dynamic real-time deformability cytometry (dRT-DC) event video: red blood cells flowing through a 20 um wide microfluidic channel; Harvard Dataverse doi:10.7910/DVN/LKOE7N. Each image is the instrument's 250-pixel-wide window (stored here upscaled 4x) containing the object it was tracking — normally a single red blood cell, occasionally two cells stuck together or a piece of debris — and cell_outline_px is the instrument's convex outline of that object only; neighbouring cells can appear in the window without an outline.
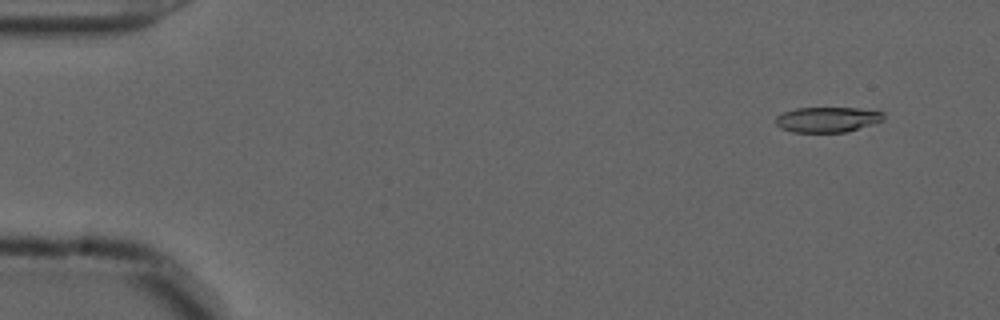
{"species": "common noctule bat (a hibernating species)", "species_latin": "Nyctalus noctula", "temperature_condition": "cold", "stored_images_in_passage": 56, "camera_frame_rate_fps": 3000, "um_per_image_px": 0.085, "animal": {"sex": "male", "forearm_length_mm": 52.5}, "frame": {"image": 1, "passage_image": 5, "time_ms": 1.333, "image_size_px": [1000, 320], "cell_outline_px": [[884, 120], [848, 132], [792, 132], [780, 128], [776, 124], [776, 116], [784, 112], [796, 108], [856, 108], [884, 112]], "centroid_in_image_um": [70.33, 10.16], "position_along_channel_um": 14.7, "area_um2": 15.9}}
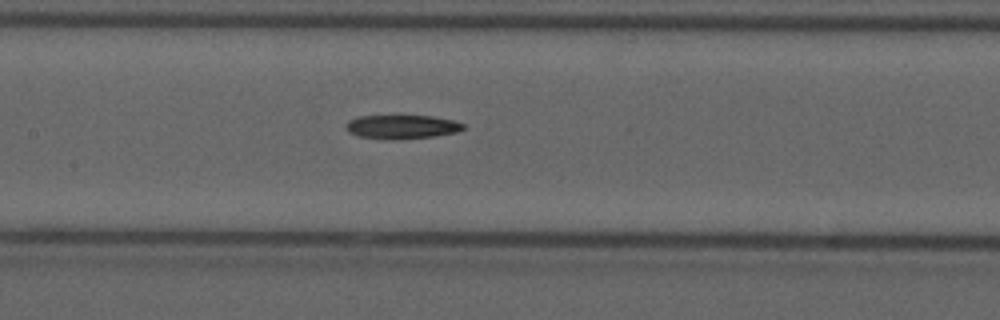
{"frame": {"image": 2, "passage_image": 27, "time_ms": 8.667, "image_size_px": [1000, 320], "cell_outline_px": [[468, 128], [456, 132], [432, 136], [360, 136], [348, 132], [348, 120], [356, 116], [432, 116], [452, 120], [464, 124]], "centroid_in_image_um": [34.23, 10.71], "position_along_channel_um": 173.2, "area_um2": 15.09}}
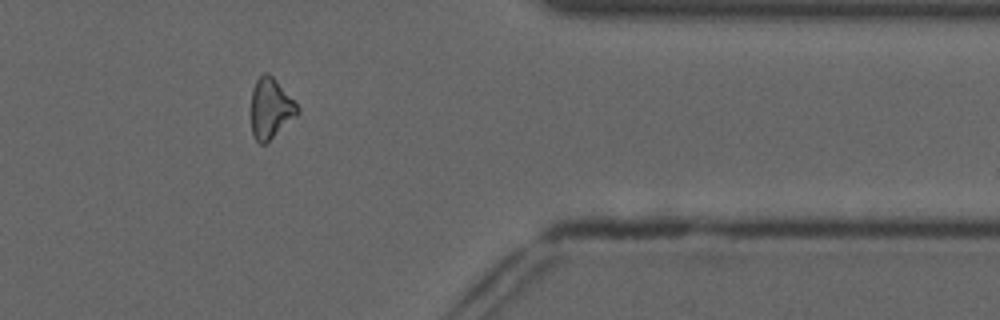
{"frame": {"image": 3, "passage_image": 46, "time_ms": 15.0, "image_size_px": [1000, 320], "cell_outline_px": [[300, 112], [296, 116], [264, 144], [260, 144], [256, 140], [252, 132], [252, 88], [256, 80], [264, 72], [268, 72], [272, 76], [300, 108]], "centroid_in_image_um": [23.0, 9.19], "position_along_channel_um": 388.4, "area_um2": 15.9}}